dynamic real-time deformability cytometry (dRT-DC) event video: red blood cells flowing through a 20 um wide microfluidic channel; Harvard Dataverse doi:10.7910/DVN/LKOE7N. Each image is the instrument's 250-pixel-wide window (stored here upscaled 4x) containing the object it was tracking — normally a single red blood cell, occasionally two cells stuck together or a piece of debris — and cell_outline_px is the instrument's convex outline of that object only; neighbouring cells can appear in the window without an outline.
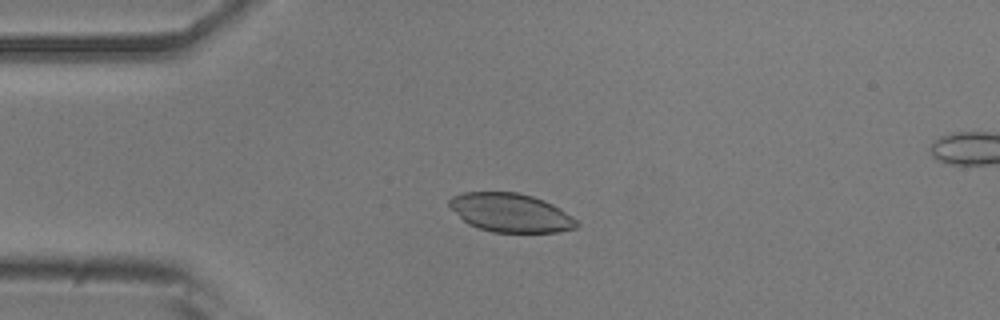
{"species": "common noctule bat (a hibernating species)", "species_latin": "Nyctalus noctula", "temperature_condition": "room temperature", "stored_images_in_passage": 55, "segment_of_instrument_passage": [1, 2], "camera_frame_rate_fps": 3000, "um_per_image_px": 0.085, "animal": {"sex": "male", "body_mass_g": 20.5, "forearm_length_mm": 52.5}, "frame": {"image": 1, "passage_image": 13, "time_ms": 4.0, "image_size_px": [1000, 320], "cell_outline_px": [[580, 224], [576, 228], [560, 232], [492, 232], [468, 224], [448, 204], [448, 200], [452, 196], [464, 192], [516, 192], [532, 196], [544, 200], [560, 208], [572, 216]], "centroid_in_image_um": [43.43, 18.08], "position_along_channel_um": 41.6, "area_um2": 28.61}}
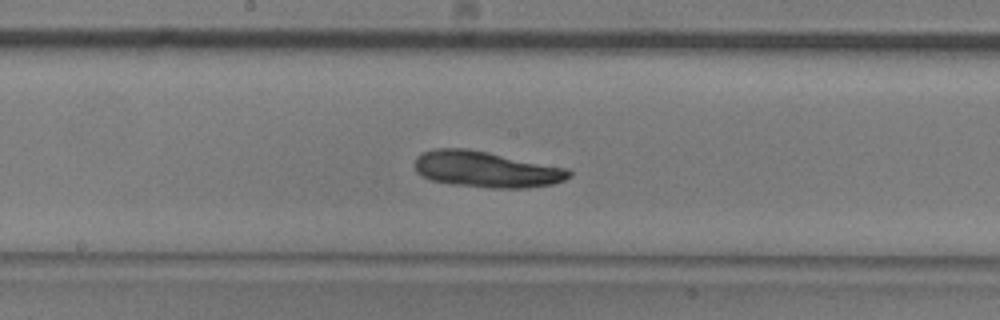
{"frame": {"image": 2, "passage_image": 28, "time_ms": 9.0, "image_size_px": [1000, 320], "cell_outline_px": [[572, 176], [564, 180], [552, 184], [528, 188], [492, 188], [452, 184], [432, 180], [420, 176], [416, 172], [416, 156], [420, 152], [432, 148], [468, 148], [568, 168], [572, 172]], "centroid_in_image_um": [41.32, 14.39], "position_along_channel_um": 206.9, "area_um2": 32.71}}
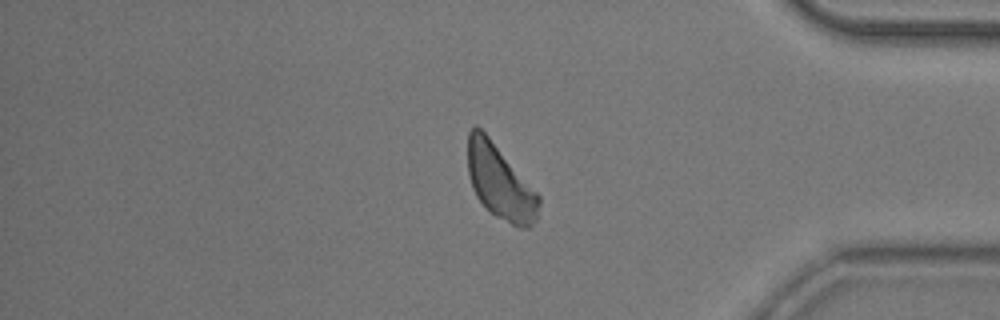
{"frame": {"image": 3, "passage_image": 45, "time_ms": 14.667, "image_size_px": [1000, 320], "cell_outline_px": [[540, 204], [536, 220], [528, 228], [520, 228], [496, 216], [476, 196], [472, 188], [468, 172], [468, 132], [476, 124], [488, 136], [540, 196]], "centroid_in_image_um": [42.5, 15.48], "position_along_channel_um": 392.7, "area_um2": 30.23}}